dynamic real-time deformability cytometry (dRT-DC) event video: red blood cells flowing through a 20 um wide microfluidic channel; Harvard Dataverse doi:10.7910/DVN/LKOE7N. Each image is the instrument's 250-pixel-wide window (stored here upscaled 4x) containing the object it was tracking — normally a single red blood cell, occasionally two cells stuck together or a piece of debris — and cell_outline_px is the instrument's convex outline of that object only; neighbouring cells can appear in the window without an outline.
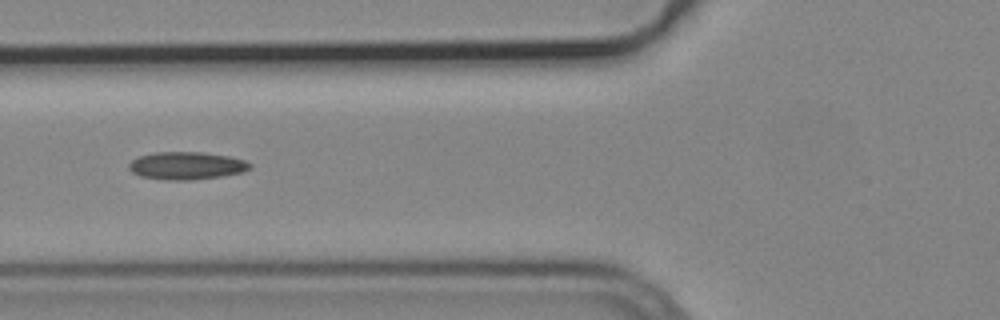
{"species": "common noctule bat (a hibernating species)", "species_latin": "Nyctalus noctula", "temperature_condition": "cold", "stored_images_in_passage": 5, "camera_frame_rate_fps": 3000, "um_per_image_px": 0.085, "animal": {"sex": "male", "body_mass_g": 19.2, "forearm_length_mm": 51.8}, "frame": {"image": 1, "passage_image": 3, "time_ms": 0.667, "image_size_px": [1000, 320], "cell_outline_px": [[252, 168], [244, 172], [220, 176], [188, 180], [172, 180], [140, 176], [132, 172], [128, 168], [128, 164], [132, 160], [140, 156], [156, 152], [200, 152], [228, 156], [244, 160], [252, 164]], "centroid_in_image_um": [15.87, 14.08], "position_along_channel_um": 109.9, "area_um2": 19.36}}
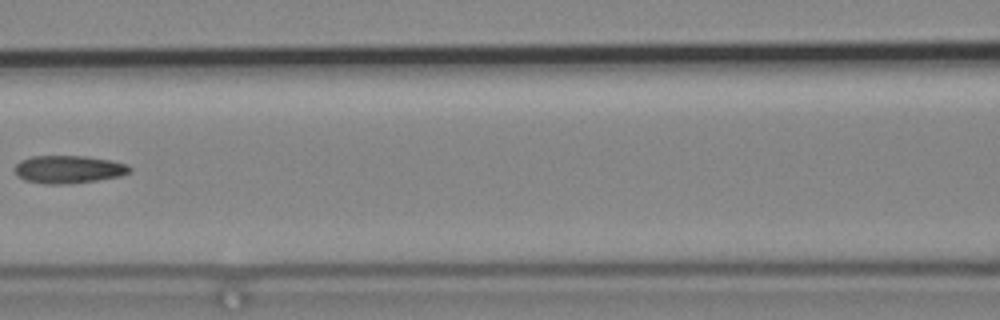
{"frame": {"image": 2, "passage_image": 4, "time_ms": 1.0, "image_size_px": [1000, 320], "cell_outline_px": [[132, 172], [120, 176], [96, 180], [68, 184], [44, 184], [24, 180], [16, 176], [16, 164], [20, 160], [32, 156], [84, 156], [112, 160], [128, 164], [132, 168]], "centroid_in_image_um": [5.85, 14.39], "position_along_channel_um": 160.8, "area_um2": 18.79}}
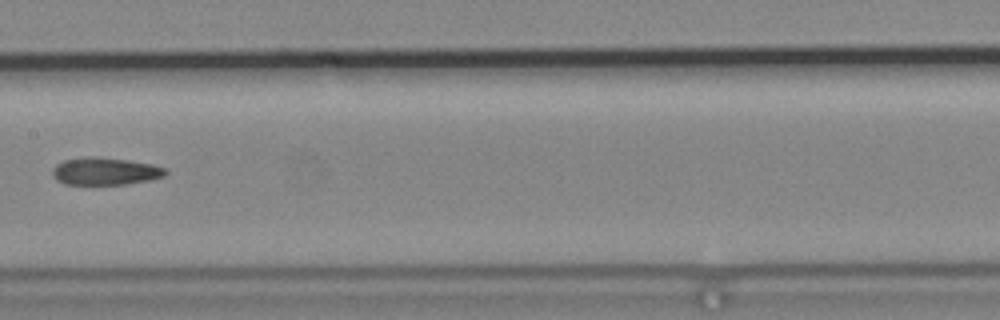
{"frame": {"image": 3, "passage_image": 5, "time_ms": 1.333, "image_size_px": [1000, 320], "cell_outline_px": [[168, 172], [164, 176], [148, 180], [124, 184], [64, 184], [56, 180], [52, 176], [52, 168], [56, 164], [64, 160], [88, 156], [96, 156], [128, 160], [152, 164], [164, 168]], "centroid_in_image_um": [8.89, 14.55], "position_along_channel_um": 198.5, "area_um2": 18.09}}